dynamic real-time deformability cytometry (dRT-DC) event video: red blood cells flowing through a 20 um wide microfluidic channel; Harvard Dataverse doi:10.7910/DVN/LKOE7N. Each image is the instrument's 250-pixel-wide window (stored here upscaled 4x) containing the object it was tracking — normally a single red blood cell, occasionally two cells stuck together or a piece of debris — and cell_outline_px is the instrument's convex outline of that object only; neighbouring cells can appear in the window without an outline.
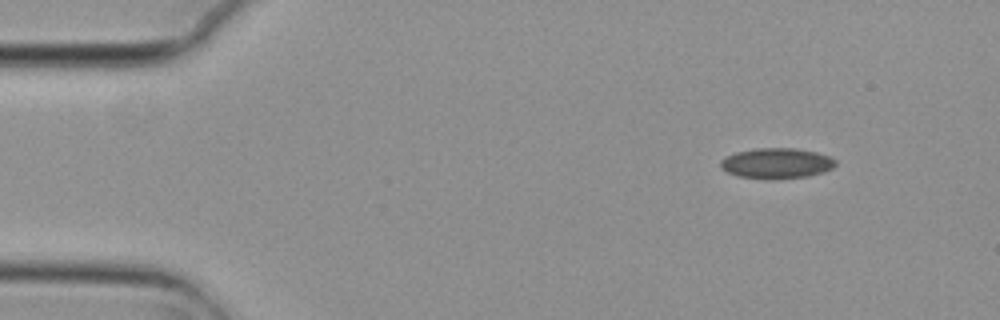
{"species": "common noctule bat (a hibernating species)", "species_latin": "Nyctalus noctula", "temperature_condition": "cold", "stored_images_in_passage": 5, "camera_frame_rate_fps": 3000, "um_per_image_px": 0.085, "animal": {"sex": "female", "body_mass_g": 29.2, "forearm_length_mm": 56.3}, "frame": {"image": 1, "passage_image": 5, "time_ms": 1.333, "image_size_px": [1000, 320], "cell_outline_px": [[836, 164], [832, 168], [824, 172], [808, 176], [776, 180], [764, 180], [740, 176], [728, 172], [720, 168], [720, 160], [724, 156], [736, 152], [756, 148], [796, 148], [816, 152], [828, 156], [836, 160]], "centroid_in_image_um": [65.99, 13.89], "position_along_channel_um": 19.0, "area_um2": 20.75}}